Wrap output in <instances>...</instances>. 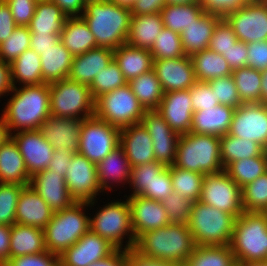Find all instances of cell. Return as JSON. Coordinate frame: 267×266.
Instances as JSON below:
<instances>
[{
	"mask_svg": "<svg viewBox=\"0 0 267 266\" xmlns=\"http://www.w3.org/2000/svg\"><path fill=\"white\" fill-rule=\"evenodd\" d=\"M195 244L187 224L171 223L149 230L137 239L133 250L139 255L184 266Z\"/></svg>",
	"mask_w": 267,
	"mask_h": 266,
	"instance_id": "1",
	"label": "cell"
},
{
	"mask_svg": "<svg viewBox=\"0 0 267 266\" xmlns=\"http://www.w3.org/2000/svg\"><path fill=\"white\" fill-rule=\"evenodd\" d=\"M14 92L3 110L6 127L17 132L39 130V127L51 116L49 84L22 86Z\"/></svg>",
	"mask_w": 267,
	"mask_h": 266,
	"instance_id": "2",
	"label": "cell"
},
{
	"mask_svg": "<svg viewBox=\"0 0 267 266\" xmlns=\"http://www.w3.org/2000/svg\"><path fill=\"white\" fill-rule=\"evenodd\" d=\"M131 16L130 9L107 0L86 2L81 14L98 47L112 50L126 43Z\"/></svg>",
	"mask_w": 267,
	"mask_h": 266,
	"instance_id": "3",
	"label": "cell"
},
{
	"mask_svg": "<svg viewBox=\"0 0 267 266\" xmlns=\"http://www.w3.org/2000/svg\"><path fill=\"white\" fill-rule=\"evenodd\" d=\"M230 248L236 264L267 261V214L243 212L237 217Z\"/></svg>",
	"mask_w": 267,
	"mask_h": 266,
	"instance_id": "4",
	"label": "cell"
},
{
	"mask_svg": "<svg viewBox=\"0 0 267 266\" xmlns=\"http://www.w3.org/2000/svg\"><path fill=\"white\" fill-rule=\"evenodd\" d=\"M174 166L201 174L224 170L220 154V137L207 134H181Z\"/></svg>",
	"mask_w": 267,
	"mask_h": 266,
	"instance_id": "5",
	"label": "cell"
},
{
	"mask_svg": "<svg viewBox=\"0 0 267 266\" xmlns=\"http://www.w3.org/2000/svg\"><path fill=\"white\" fill-rule=\"evenodd\" d=\"M236 218L199 200L194 202L187 225L195 246L230 245Z\"/></svg>",
	"mask_w": 267,
	"mask_h": 266,
	"instance_id": "6",
	"label": "cell"
},
{
	"mask_svg": "<svg viewBox=\"0 0 267 266\" xmlns=\"http://www.w3.org/2000/svg\"><path fill=\"white\" fill-rule=\"evenodd\" d=\"M85 202H74L70 207L54 212L44 228L46 250L61 255L90 230V217L82 212Z\"/></svg>",
	"mask_w": 267,
	"mask_h": 266,
	"instance_id": "7",
	"label": "cell"
},
{
	"mask_svg": "<svg viewBox=\"0 0 267 266\" xmlns=\"http://www.w3.org/2000/svg\"><path fill=\"white\" fill-rule=\"evenodd\" d=\"M49 91L52 116L86 119L95 115V100L89 86L67 78L50 83Z\"/></svg>",
	"mask_w": 267,
	"mask_h": 266,
	"instance_id": "8",
	"label": "cell"
},
{
	"mask_svg": "<svg viewBox=\"0 0 267 266\" xmlns=\"http://www.w3.org/2000/svg\"><path fill=\"white\" fill-rule=\"evenodd\" d=\"M145 111L128 83L95 100V116L119 129L141 123Z\"/></svg>",
	"mask_w": 267,
	"mask_h": 266,
	"instance_id": "9",
	"label": "cell"
},
{
	"mask_svg": "<svg viewBox=\"0 0 267 266\" xmlns=\"http://www.w3.org/2000/svg\"><path fill=\"white\" fill-rule=\"evenodd\" d=\"M90 230L107 239L118 249L131 250L136 238L132 229L128 198L123 202L108 203L93 218H90ZM130 233V235H128ZM130 236L125 248H122L123 236Z\"/></svg>",
	"mask_w": 267,
	"mask_h": 266,
	"instance_id": "10",
	"label": "cell"
},
{
	"mask_svg": "<svg viewBox=\"0 0 267 266\" xmlns=\"http://www.w3.org/2000/svg\"><path fill=\"white\" fill-rule=\"evenodd\" d=\"M120 144V129L95 115L82 122L78 153L97 165Z\"/></svg>",
	"mask_w": 267,
	"mask_h": 266,
	"instance_id": "11",
	"label": "cell"
},
{
	"mask_svg": "<svg viewBox=\"0 0 267 266\" xmlns=\"http://www.w3.org/2000/svg\"><path fill=\"white\" fill-rule=\"evenodd\" d=\"M199 201L239 217L243 212L241 187L225 170L204 174Z\"/></svg>",
	"mask_w": 267,
	"mask_h": 266,
	"instance_id": "12",
	"label": "cell"
},
{
	"mask_svg": "<svg viewBox=\"0 0 267 266\" xmlns=\"http://www.w3.org/2000/svg\"><path fill=\"white\" fill-rule=\"evenodd\" d=\"M238 41L245 43L267 40V0H251L224 17Z\"/></svg>",
	"mask_w": 267,
	"mask_h": 266,
	"instance_id": "13",
	"label": "cell"
},
{
	"mask_svg": "<svg viewBox=\"0 0 267 266\" xmlns=\"http://www.w3.org/2000/svg\"><path fill=\"white\" fill-rule=\"evenodd\" d=\"M228 134L254 141L267 151V104L242 103L235 109Z\"/></svg>",
	"mask_w": 267,
	"mask_h": 266,
	"instance_id": "14",
	"label": "cell"
},
{
	"mask_svg": "<svg viewBox=\"0 0 267 266\" xmlns=\"http://www.w3.org/2000/svg\"><path fill=\"white\" fill-rule=\"evenodd\" d=\"M66 185L75 202L93 205L94 198L101 189L98 183L97 168L87 157L77 153L67 166Z\"/></svg>",
	"mask_w": 267,
	"mask_h": 266,
	"instance_id": "15",
	"label": "cell"
},
{
	"mask_svg": "<svg viewBox=\"0 0 267 266\" xmlns=\"http://www.w3.org/2000/svg\"><path fill=\"white\" fill-rule=\"evenodd\" d=\"M141 123L151 136L155 160L167 167L174 165L180 134L168 125L158 110H146Z\"/></svg>",
	"mask_w": 267,
	"mask_h": 266,
	"instance_id": "16",
	"label": "cell"
},
{
	"mask_svg": "<svg viewBox=\"0 0 267 266\" xmlns=\"http://www.w3.org/2000/svg\"><path fill=\"white\" fill-rule=\"evenodd\" d=\"M10 137L17 144L30 177L49 167L55 149L39 130L19 131Z\"/></svg>",
	"mask_w": 267,
	"mask_h": 266,
	"instance_id": "17",
	"label": "cell"
},
{
	"mask_svg": "<svg viewBox=\"0 0 267 266\" xmlns=\"http://www.w3.org/2000/svg\"><path fill=\"white\" fill-rule=\"evenodd\" d=\"M116 247L89 230L60 256V266H89L109 256Z\"/></svg>",
	"mask_w": 267,
	"mask_h": 266,
	"instance_id": "18",
	"label": "cell"
},
{
	"mask_svg": "<svg viewBox=\"0 0 267 266\" xmlns=\"http://www.w3.org/2000/svg\"><path fill=\"white\" fill-rule=\"evenodd\" d=\"M153 60V70L164 93L187 90L197 82L191 57Z\"/></svg>",
	"mask_w": 267,
	"mask_h": 266,
	"instance_id": "19",
	"label": "cell"
},
{
	"mask_svg": "<svg viewBox=\"0 0 267 266\" xmlns=\"http://www.w3.org/2000/svg\"><path fill=\"white\" fill-rule=\"evenodd\" d=\"M132 229L137 239L141 234L170 225L161 201L143 196H129Z\"/></svg>",
	"mask_w": 267,
	"mask_h": 266,
	"instance_id": "20",
	"label": "cell"
},
{
	"mask_svg": "<svg viewBox=\"0 0 267 266\" xmlns=\"http://www.w3.org/2000/svg\"><path fill=\"white\" fill-rule=\"evenodd\" d=\"M83 120L51 115L39 127V131L54 149H63L77 154L79 151L80 132Z\"/></svg>",
	"mask_w": 267,
	"mask_h": 266,
	"instance_id": "21",
	"label": "cell"
},
{
	"mask_svg": "<svg viewBox=\"0 0 267 266\" xmlns=\"http://www.w3.org/2000/svg\"><path fill=\"white\" fill-rule=\"evenodd\" d=\"M157 110L178 134L190 132L194 113L190 89L165 92Z\"/></svg>",
	"mask_w": 267,
	"mask_h": 266,
	"instance_id": "22",
	"label": "cell"
},
{
	"mask_svg": "<svg viewBox=\"0 0 267 266\" xmlns=\"http://www.w3.org/2000/svg\"><path fill=\"white\" fill-rule=\"evenodd\" d=\"M29 186L44 199L54 212L68 208L75 202L70 196L65 177L59 176L48 168L33 175Z\"/></svg>",
	"mask_w": 267,
	"mask_h": 266,
	"instance_id": "23",
	"label": "cell"
},
{
	"mask_svg": "<svg viewBox=\"0 0 267 266\" xmlns=\"http://www.w3.org/2000/svg\"><path fill=\"white\" fill-rule=\"evenodd\" d=\"M119 145L131 167L156 161L151 136L142 123L121 128Z\"/></svg>",
	"mask_w": 267,
	"mask_h": 266,
	"instance_id": "24",
	"label": "cell"
},
{
	"mask_svg": "<svg viewBox=\"0 0 267 266\" xmlns=\"http://www.w3.org/2000/svg\"><path fill=\"white\" fill-rule=\"evenodd\" d=\"M54 211L32 187L25 186L18 198L15 223L44 229Z\"/></svg>",
	"mask_w": 267,
	"mask_h": 266,
	"instance_id": "25",
	"label": "cell"
},
{
	"mask_svg": "<svg viewBox=\"0 0 267 266\" xmlns=\"http://www.w3.org/2000/svg\"><path fill=\"white\" fill-rule=\"evenodd\" d=\"M114 59V50L96 47L74 56L69 79L90 86L100 70L107 67Z\"/></svg>",
	"mask_w": 267,
	"mask_h": 266,
	"instance_id": "26",
	"label": "cell"
},
{
	"mask_svg": "<svg viewBox=\"0 0 267 266\" xmlns=\"http://www.w3.org/2000/svg\"><path fill=\"white\" fill-rule=\"evenodd\" d=\"M235 108L219 104L193 113L190 132L221 137L228 134Z\"/></svg>",
	"mask_w": 267,
	"mask_h": 266,
	"instance_id": "27",
	"label": "cell"
},
{
	"mask_svg": "<svg viewBox=\"0 0 267 266\" xmlns=\"http://www.w3.org/2000/svg\"><path fill=\"white\" fill-rule=\"evenodd\" d=\"M221 19L218 15L204 12L181 32L182 47L186 56L191 57L208 49L214 29Z\"/></svg>",
	"mask_w": 267,
	"mask_h": 266,
	"instance_id": "28",
	"label": "cell"
},
{
	"mask_svg": "<svg viewBox=\"0 0 267 266\" xmlns=\"http://www.w3.org/2000/svg\"><path fill=\"white\" fill-rule=\"evenodd\" d=\"M30 179L23 156L17 144L9 137L0 146V183L28 186Z\"/></svg>",
	"mask_w": 267,
	"mask_h": 266,
	"instance_id": "29",
	"label": "cell"
},
{
	"mask_svg": "<svg viewBox=\"0 0 267 266\" xmlns=\"http://www.w3.org/2000/svg\"><path fill=\"white\" fill-rule=\"evenodd\" d=\"M74 56L59 40L55 45L40 54L44 83L67 79L71 71Z\"/></svg>",
	"mask_w": 267,
	"mask_h": 266,
	"instance_id": "30",
	"label": "cell"
},
{
	"mask_svg": "<svg viewBox=\"0 0 267 266\" xmlns=\"http://www.w3.org/2000/svg\"><path fill=\"white\" fill-rule=\"evenodd\" d=\"M44 229L15 223L10 230V258L46 252Z\"/></svg>",
	"mask_w": 267,
	"mask_h": 266,
	"instance_id": "31",
	"label": "cell"
},
{
	"mask_svg": "<svg viewBox=\"0 0 267 266\" xmlns=\"http://www.w3.org/2000/svg\"><path fill=\"white\" fill-rule=\"evenodd\" d=\"M114 60L128 82L153 69L154 60L150 50L130 46L127 43L114 50Z\"/></svg>",
	"mask_w": 267,
	"mask_h": 266,
	"instance_id": "32",
	"label": "cell"
},
{
	"mask_svg": "<svg viewBox=\"0 0 267 266\" xmlns=\"http://www.w3.org/2000/svg\"><path fill=\"white\" fill-rule=\"evenodd\" d=\"M163 28L164 24L160 13L132 15L126 43L150 50Z\"/></svg>",
	"mask_w": 267,
	"mask_h": 266,
	"instance_id": "33",
	"label": "cell"
},
{
	"mask_svg": "<svg viewBox=\"0 0 267 266\" xmlns=\"http://www.w3.org/2000/svg\"><path fill=\"white\" fill-rule=\"evenodd\" d=\"M60 41L73 56H78L98 47L93 33L82 17H68Z\"/></svg>",
	"mask_w": 267,
	"mask_h": 266,
	"instance_id": "34",
	"label": "cell"
},
{
	"mask_svg": "<svg viewBox=\"0 0 267 266\" xmlns=\"http://www.w3.org/2000/svg\"><path fill=\"white\" fill-rule=\"evenodd\" d=\"M98 183L102 190H111L110 181L122 182L130 179L131 166L123 148L119 145L97 165ZM119 180V181H118ZM109 182V183H108Z\"/></svg>",
	"mask_w": 267,
	"mask_h": 266,
	"instance_id": "35",
	"label": "cell"
},
{
	"mask_svg": "<svg viewBox=\"0 0 267 266\" xmlns=\"http://www.w3.org/2000/svg\"><path fill=\"white\" fill-rule=\"evenodd\" d=\"M67 18L54 2H37L28 27L31 34H60Z\"/></svg>",
	"mask_w": 267,
	"mask_h": 266,
	"instance_id": "36",
	"label": "cell"
},
{
	"mask_svg": "<svg viewBox=\"0 0 267 266\" xmlns=\"http://www.w3.org/2000/svg\"><path fill=\"white\" fill-rule=\"evenodd\" d=\"M10 73L13 87L18 81L23 83V86L44 84L40 55L32 48L25 50L10 63Z\"/></svg>",
	"mask_w": 267,
	"mask_h": 266,
	"instance_id": "37",
	"label": "cell"
},
{
	"mask_svg": "<svg viewBox=\"0 0 267 266\" xmlns=\"http://www.w3.org/2000/svg\"><path fill=\"white\" fill-rule=\"evenodd\" d=\"M196 80L208 82L232 74L227 60L220 54L209 49L202 50L191 56Z\"/></svg>",
	"mask_w": 267,
	"mask_h": 266,
	"instance_id": "38",
	"label": "cell"
},
{
	"mask_svg": "<svg viewBox=\"0 0 267 266\" xmlns=\"http://www.w3.org/2000/svg\"><path fill=\"white\" fill-rule=\"evenodd\" d=\"M128 84L145 110L158 109L164 91L153 69L131 79Z\"/></svg>",
	"mask_w": 267,
	"mask_h": 266,
	"instance_id": "39",
	"label": "cell"
},
{
	"mask_svg": "<svg viewBox=\"0 0 267 266\" xmlns=\"http://www.w3.org/2000/svg\"><path fill=\"white\" fill-rule=\"evenodd\" d=\"M205 11L199 2L185 4H166L160 14L165 28L181 32L198 19Z\"/></svg>",
	"mask_w": 267,
	"mask_h": 266,
	"instance_id": "40",
	"label": "cell"
},
{
	"mask_svg": "<svg viewBox=\"0 0 267 266\" xmlns=\"http://www.w3.org/2000/svg\"><path fill=\"white\" fill-rule=\"evenodd\" d=\"M265 151L260 144L249 139L237 138L230 134L220 137V154L224 169L232 162L261 156Z\"/></svg>",
	"mask_w": 267,
	"mask_h": 266,
	"instance_id": "41",
	"label": "cell"
},
{
	"mask_svg": "<svg viewBox=\"0 0 267 266\" xmlns=\"http://www.w3.org/2000/svg\"><path fill=\"white\" fill-rule=\"evenodd\" d=\"M224 170L242 188L267 172V151L261 156L232 162Z\"/></svg>",
	"mask_w": 267,
	"mask_h": 266,
	"instance_id": "42",
	"label": "cell"
},
{
	"mask_svg": "<svg viewBox=\"0 0 267 266\" xmlns=\"http://www.w3.org/2000/svg\"><path fill=\"white\" fill-rule=\"evenodd\" d=\"M236 260L230 245L195 246L184 266H235Z\"/></svg>",
	"mask_w": 267,
	"mask_h": 266,
	"instance_id": "43",
	"label": "cell"
},
{
	"mask_svg": "<svg viewBox=\"0 0 267 266\" xmlns=\"http://www.w3.org/2000/svg\"><path fill=\"white\" fill-rule=\"evenodd\" d=\"M232 77L242 103L262 102V71L242 67L233 70Z\"/></svg>",
	"mask_w": 267,
	"mask_h": 266,
	"instance_id": "44",
	"label": "cell"
},
{
	"mask_svg": "<svg viewBox=\"0 0 267 266\" xmlns=\"http://www.w3.org/2000/svg\"><path fill=\"white\" fill-rule=\"evenodd\" d=\"M168 167L170 168L173 191L193 203L198 201L202 192L204 174L183 170L174 165Z\"/></svg>",
	"mask_w": 267,
	"mask_h": 266,
	"instance_id": "45",
	"label": "cell"
},
{
	"mask_svg": "<svg viewBox=\"0 0 267 266\" xmlns=\"http://www.w3.org/2000/svg\"><path fill=\"white\" fill-rule=\"evenodd\" d=\"M244 212L267 211V172L241 188Z\"/></svg>",
	"mask_w": 267,
	"mask_h": 266,
	"instance_id": "46",
	"label": "cell"
},
{
	"mask_svg": "<svg viewBox=\"0 0 267 266\" xmlns=\"http://www.w3.org/2000/svg\"><path fill=\"white\" fill-rule=\"evenodd\" d=\"M127 83L128 81L113 59L107 67L99 71L89 88L92 97L96 100L99 96L125 86Z\"/></svg>",
	"mask_w": 267,
	"mask_h": 266,
	"instance_id": "47",
	"label": "cell"
},
{
	"mask_svg": "<svg viewBox=\"0 0 267 266\" xmlns=\"http://www.w3.org/2000/svg\"><path fill=\"white\" fill-rule=\"evenodd\" d=\"M153 59H174L186 56L180 34L163 28L150 49Z\"/></svg>",
	"mask_w": 267,
	"mask_h": 266,
	"instance_id": "48",
	"label": "cell"
},
{
	"mask_svg": "<svg viewBox=\"0 0 267 266\" xmlns=\"http://www.w3.org/2000/svg\"><path fill=\"white\" fill-rule=\"evenodd\" d=\"M166 168L165 164L157 161L131 167L130 181L128 180L134 189L131 196H144L150 190L153 180Z\"/></svg>",
	"mask_w": 267,
	"mask_h": 266,
	"instance_id": "49",
	"label": "cell"
},
{
	"mask_svg": "<svg viewBox=\"0 0 267 266\" xmlns=\"http://www.w3.org/2000/svg\"><path fill=\"white\" fill-rule=\"evenodd\" d=\"M30 38L29 27L17 26L12 34L0 44V59L11 63L30 48Z\"/></svg>",
	"mask_w": 267,
	"mask_h": 266,
	"instance_id": "50",
	"label": "cell"
},
{
	"mask_svg": "<svg viewBox=\"0 0 267 266\" xmlns=\"http://www.w3.org/2000/svg\"><path fill=\"white\" fill-rule=\"evenodd\" d=\"M25 186L0 183V224L12 226L15 224L18 198Z\"/></svg>",
	"mask_w": 267,
	"mask_h": 266,
	"instance_id": "51",
	"label": "cell"
},
{
	"mask_svg": "<svg viewBox=\"0 0 267 266\" xmlns=\"http://www.w3.org/2000/svg\"><path fill=\"white\" fill-rule=\"evenodd\" d=\"M170 223L187 224L193 202L177 192H172L161 201Z\"/></svg>",
	"mask_w": 267,
	"mask_h": 266,
	"instance_id": "52",
	"label": "cell"
},
{
	"mask_svg": "<svg viewBox=\"0 0 267 266\" xmlns=\"http://www.w3.org/2000/svg\"><path fill=\"white\" fill-rule=\"evenodd\" d=\"M207 83L220 104L231 106L235 109L242 104L232 74L210 80Z\"/></svg>",
	"mask_w": 267,
	"mask_h": 266,
	"instance_id": "53",
	"label": "cell"
},
{
	"mask_svg": "<svg viewBox=\"0 0 267 266\" xmlns=\"http://www.w3.org/2000/svg\"><path fill=\"white\" fill-rule=\"evenodd\" d=\"M237 41L238 38L232 27L222 18L214 29L208 49L221 55L229 50Z\"/></svg>",
	"mask_w": 267,
	"mask_h": 266,
	"instance_id": "54",
	"label": "cell"
},
{
	"mask_svg": "<svg viewBox=\"0 0 267 266\" xmlns=\"http://www.w3.org/2000/svg\"><path fill=\"white\" fill-rule=\"evenodd\" d=\"M190 96L194 112L220 104L207 82L197 81L190 88Z\"/></svg>",
	"mask_w": 267,
	"mask_h": 266,
	"instance_id": "55",
	"label": "cell"
},
{
	"mask_svg": "<svg viewBox=\"0 0 267 266\" xmlns=\"http://www.w3.org/2000/svg\"><path fill=\"white\" fill-rule=\"evenodd\" d=\"M3 266H60V256L46 251L10 258Z\"/></svg>",
	"mask_w": 267,
	"mask_h": 266,
	"instance_id": "56",
	"label": "cell"
},
{
	"mask_svg": "<svg viewBox=\"0 0 267 266\" xmlns=\"http://www.w3.org/2000/svg\"><path fill=\"white\" fill-rule=\"evenodd\" d=\"M10 7L17 26L28 27L34 16L36 0H4Z\"/></svg>",
	"mask_w": 267,
	"mask_h": 266,
	"instance_id": "57",
	"label": "cell"
},
{
	"mask_svg": "<svg viewBox=\"0 0 267 266\" xmlns=\"http://www.w3.org/2000/svg\"><path fill=\"white\" fill-rule=\"evenodd\" d=\"M250 1L251 0H199L198 2L205 12L224 18L232 11L245 6Z\"/></svg>",
	"mask_w": 267,
	"mask_h": 266,
	"instance_id": "58",
	"label": "cell"
},
{
	"mask_svg": "<svg viewBox=\"0 0 267 266\" xmlns=\"http://www.w3.org/2000/svg\"><path fill=\"white\" fill-rule=\"evenodd\" d=\"M173 192L170 168L167 167L150 185V190L143 196L155 201H162Z\"/></svg>",
	"mask_w": 267,
	"mask_h": 266,
	"instance_id": "59",
	"label": "cell"
},
{
	"mask_svg": "<svg viewBox=\"0 0 267 266\" xmlns=\"http://www.w3.org/2000/svg\"><path fill=\"white\" fill-rule=\"evenodd\" d=\"M247 67L259 71L267 70V40L247 44Z\"/></svg>",
	"mask_w": 267,
	"mask_h": 266,
	"instance_id": "60",
	"label": "cell"
},
{
	"mask_svg": "<svg viewBox=\"0 0 267 266\" xmlns=\"http://www.w3.org/2000/svg\"><path fill=\"white\" fill-rule=\"evenodd\" d=\"M247 43L237 41L229 50L221 55L227 60L230 68L233 70L247 67Z\"/></svg>",
	"mask_w": 267,
	"mask_h": 266,
	"instance_id": "61",
	"label": "cell"
},
{
	"mask_svg": "<svg viewBox=\"0 0 267 266\" xmlns=\"http://www.w3.org/2000/svg\"><path fill=\"white\" fill-rule=\"evenodd\" d=\"M16 27L9 5L4 0H0V44L12 34Z\"/></svg>",
	"mask_w": 267,
	"mask_h": 266,
	"instance_id": "62",
	"label": "cell"
},
{
	"mask_svg": "<svg viewBox=\"0 0 267 266\" xmlns=\"http://www.w3.org/2000/svg\"><path fill=\"white\" fill-rule=\"evenodd\" d=\"M73 155V153L63 149H55L48 169L55 171L59 176L66 177L67 166L71 162Z\"/></svg>",
	"mask_w": 267,
	"mask_h": 266,
	"instance_id": "63",
	"label": "cell"
},
{
	"mask_svg": "<svg viewBox=\"0 0 267 266\" xmlns=\"http://www.w3.org/2000/svg\"><path fill=\"white\" fill-rule=\"evenodd\" d=\"M166 4V0H136L131 15L160 13Z\"/></svg>",
	"mask_w": 267,
	"mask_h": 266,
	"instance_id": "64",
	"label": "cell"
},
{
	"mask_svg": "<svg viewBox=\"0 0 267 266\" xmlns=\"http://www.w3.org/2000/svg\"><path fill=\"white\" fill-rule=\"evenodd\" d=\"M60 40V34H31L30 48L39 55Z\"/></svg>",
	"mask_w": 267,
	"mask_h": 266,
	"instance_id": "65",
	"label": "cell"
},
{
	"mask_svg": "<svg viewBox=\"0 0 267 266\" xmlns=\"http://www.w3.org/2000/svg\"><path fill=\"white\" fill-rule=\"evenodd\" d=\"M127 266H181L179 264L162 262L139 255L133 249L127 250Z\"/></svg>",
	"mask_w": 267,
	"mask_h": 266,
	"instance_id": "66",
	"label": "cell"
},
{
	"mask_svg": "<svg viewBox=\"0 0 267 266\" xmlns=\"http://www.w3.org/2000/svg\"><path fill=\"white\" fill-rule=\"evenodd\" d=\"M51 1L54 2L67 17H81L80 13H83L85 10V2L83 0H51Z\"/></svg>",
	"mask_w": 267,
	"mask_h": 266,
	"instance_id": "67",
	"label": "cell"
},
{
	"mask_svg": "<svg viewBox=\"0 0 267 266\" xmlns=\"http://www.w3.org/2000/svg\"><path fill=\"white\" fill-rule=\"evenodd\" d=\"M89 266H127V250L116 248L109 256L102 258Z\"/></svg>",
	"mask_w": 267,
	"mask_h": 266,
	"instance_id": "68",
	"label": "cell"
},
{
	"mask_svg": "<svg viewBox=\"0 0 267 266\" xmlns=\"http://www.w3.org/2000/svg\"><path fill=\"white\" fill-rule=\"evenodd\" d=\"M10 230L11 226L0 224V266L10 259Z\"/></svg>",
	"mask_w": 267,
	"mask_h": 266,
	"instance_id": "69",
	"label": "cell"
},
{
	"mask_svg": "<svg viewBox=\"0 0 267 266\" xmlns=\"http://www.w3.org/2000/svg\"><path fill=\"white\" fill-rule=\"evenodd\" d=\"M13 89L11 82L10 63L0 59V97Z\"/></svg>",
	"mask_w": 267,
	"mask_h": 266,
	"instance_id": "70",
	"label": "cell"
},
{
	"mask_svg": "<svg viewBox=\"0 0 267 266\" xmlns=\"http://www.w3.org/2000/svg\"><path fill=\"white\" fill-rule=\"evenodd\" d=\"M10 137L9 131L6 127L4 116L0 118V146Z\"/></svg>",
	"mask_w": 267,
	"mask_h": 266,
	"instance_id": "71",
	"label": "cell"
},
{
	"mask_svg": "<svg viewBox=\"0 0 267 266\" xmlns=\"http://www.w3.org/2000/svg\"><path fill=\"white\" fill-rule=\"evenodd\" d=\"M261 93L262 103L267 104V70L262 71Z\"/></svg>",
	"mask_w": 267,
	"mask_h": 266,
	"instance_id": "72",
	"label": "cell"
},
{
	"mask_svg": "<svg viewBox=\"0 0 267 266\" xmlns=\"http://www.w3.org/2000/svg\"><path fill=\"white\" fill-rule=\"evenodd\" d=\"M107 1L115 3L120 7H125L128 9H131L133 7V5L135 4L136 0H107Z\"/></svg>",
	"mask_w": 267,
	"mask_h": 266,
	"instance_id": "73",
	"label": "cell"
},
{
	"mask_svg": "<svg viewBox=\"0 0 267 266\" xmlns=\"http://www.w3.org/2000/svg\"><path fill=\"white\" fill-rule=\"evenodd\" d=\"M199 0H166L167 4H185V3H192L198 2Z\"/></svg>",
	"mask_w": 267,
	"mask_h": 266,
	"instance_id": "74",
	"label": "cell"
},
{
	"mask_svg": "<svg viewBox=\"0 0 267 266\" xmlns=\"http://www.w3.org/2000/svg\"><path fill=\"white\" fill-rule=\"evenodd\" d=\"M244 266H267V261H265V262H251L248 264H244Z\"/></svg>",
	"mask_w": 267,
	"mask_h": 266,
	"instance_id": "75",
	"label": "cell"
},
{
	"mask_svg": "<svg viewBox=\"0 0 267 266\" xmlns=\"http://www.w3.org/2000/svg\"><path fill=\"white\" fill-rule=\"evenodd\" d=\"M37 2L51 1V0H36Z\"/></svg>",
	"mask_w": 267,
	"mask_h": 266,
	"instance_id": "76",
	"label": "cell"
},
{
	"mask_svg": "<svg viewBox=\"0 0 267 266\" xmlns=\"http://www.w3.org/2000/svg\"><path fill=\"white\" fill-rule=\"evenodd\" d=\"M85 3L90 1H96V0H83Z\"/></svg>",
	"mask_w": 267,
	"mask_h": 266,
	"instance_id": "77",
	"label": "cell"
}]
</instances>
